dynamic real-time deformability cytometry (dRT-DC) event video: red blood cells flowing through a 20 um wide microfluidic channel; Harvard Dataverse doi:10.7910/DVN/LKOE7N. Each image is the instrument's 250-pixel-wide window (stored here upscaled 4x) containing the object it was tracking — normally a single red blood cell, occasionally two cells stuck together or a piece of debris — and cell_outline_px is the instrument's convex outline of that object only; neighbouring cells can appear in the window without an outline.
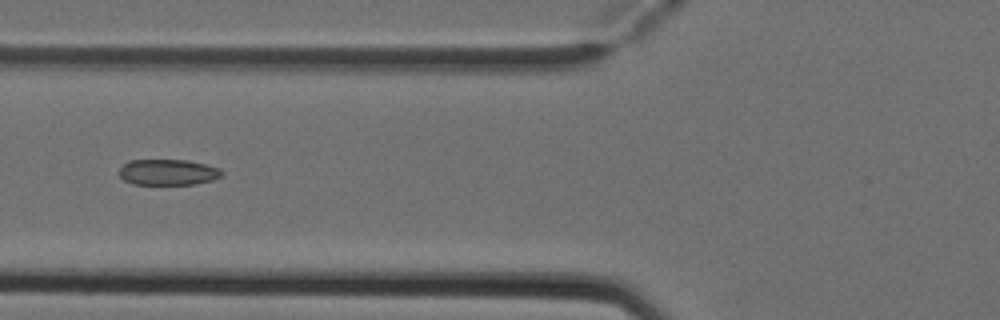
{"species": "Egyptian fruit bat (a non-hibernating species)", "species_latin": "Rousettus aegyptiacus", "temperature_condition": "cold", "stored_images_in_passage": 4, "camera_frame_rate_fps": 3000, "um_per_image_px": 0.085, "animal": {"sex": "female"}, "frame": {"image": 1, "passage_image": 4, "time_ms": 1.0, "image_size_px": [1000, 320], "cell_outline_px": [[224, 172], [220, 176], [212, 180], [196, 184], [132, 184], [124, 180], [116, 172], [128, 160], [188, 160], [220, 168]], "centroid_in_image_um": [14.25, 14.63], "position_along_channel_um": 111.6, "area_um2": 15.55}}